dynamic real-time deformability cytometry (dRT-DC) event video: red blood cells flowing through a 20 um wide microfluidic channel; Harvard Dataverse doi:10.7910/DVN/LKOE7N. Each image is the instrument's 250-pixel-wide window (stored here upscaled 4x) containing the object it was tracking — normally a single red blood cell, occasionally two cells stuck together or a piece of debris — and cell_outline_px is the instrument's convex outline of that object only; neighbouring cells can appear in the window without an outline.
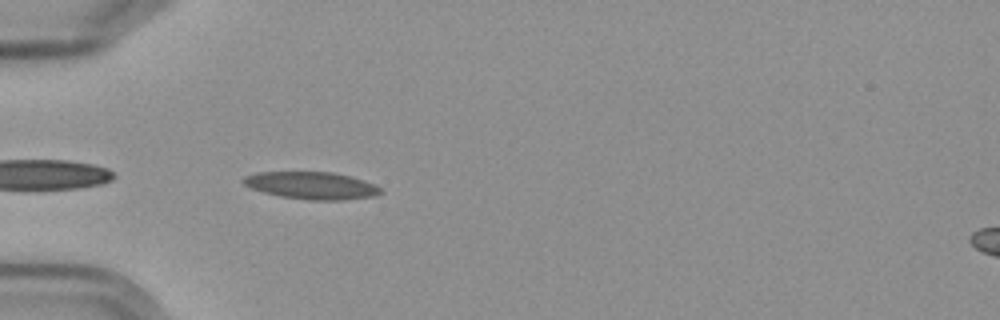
{"species": "Egyptian fruit bat (a non-hibernating species)", "species_latin": "Rousettus aegyptiacus", "temperature_condition": "cold", "stored_images_in_passage": 6, "segment_of_instrument_passage": [1, 2], "camera_frame_rate_fps": 3000, "um_per_image_px": 0.085, "frame": {"image": 1, "passage_image": 5, "time_ms": 4.667, "image_size_px": [1000, 320], "cell_outline_px": [[384, 192], [376, 196], [340, 200], [308, 200], [280, 196], [264, 192], [252, 188], [244, 184], [240, 180], [244, 176], [256, 172], [332, 172], [352, 176], [376, 184]], "centroid_in_image_um": [26.51, 15.76], "position_along_channel_um": 58.5, "area_um2": 22.02}}